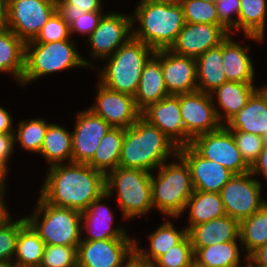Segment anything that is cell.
<instances>
[{
    "mask_svg": "<svg viewBox=\"0 0 267 267\" xmlns=\"http://www.w3.org/2000/svg\"><path fill=\"white\" fill-rule=\"evenodd\" d=\"M39 196L50 205L83 212L106 191V175L86 163L48 166Z\"/></svg>",
    "mask_w": 267,
    "mask_h": 267,
    "instance_id": "obj_1",
    "label": "cell"
},
{
    "mask_svg": "<svg viewBox=\"0 0 267 267\" xmlns=\"http://www.w3.org/2000/svg\"><path fill=\"white\" fill-rule=\"evenodd\" d=\"M178 153V147L157 127L140 117L124 129L118 166L154 172Z\"/></svg>",
    "mask_w": 267,
    "mask_h": 267,
    "instance_id": "obj_2",
    "label": "cell"
},
{
    "mask_svg": "<svg viewBox=\"0 0 267 267\" xmlns=\"http://www.w3.org/2000/svg\"><path fill=\"white\" fill-rule=\"evenodd\" d=\"M132 15L133 38L154 50L169 49L184 27L181 4L138 0Z\"/></svg>",
    "mask_w": 267,
    "mask_h": 267,
    "instance_id": "obj_3",
    "label": "cell"
},
{
    "mask_svg": "<svg viewBox=\"0 0 267 267\" xmlns=\"http://www.w3.org/2000/svg\"><path fill=\"white\" fill-rule=\"evenodd\" d=\"M76 42L70 38L51 43H25V69L19 87L23 89L58 72L80 68L90 70V59L81 55Z\"/></svg>",
    "mask_w": 267,
    "mask_h": 267,
    "instance_id": "obj_4",
    "label": "cell"
},
{
    "mask_svg": "<svg viewBox=\"0 0 267 267\" xmlns=\"http://www.w3.org/2000/svg\"><path fill=\"white\" fill-rule=\"evenodd\" d=\"M154 52L153 48L132 37L113 55L103 59V67L99 63L92 71L97 73V81L106 88L134 97L143 67Z\"/></svg>",
    "mask_w": 267,
    "mask_h": 267,
    "instance_id": "obj_5",
    "label": "cell"
},
{
    "mask_svg": "<svg viewBox=\"0 0 267 267\" xmlns=\"http://www.w3.org/2000/svg\"><path fill=\"white\" fill-rule=\"evenodd\" d=\"M193 192L189 166L178 153L152 172V204L162 217H180Z\"/></svg>",
    "mask_w": 267,
    "mask_h": 267,
    "instance_id": "obj_6",
    "label": "cell"
},
{
    "mask_svg": "<svg viewBox=\"0 0 267 267\" xmlns=\"http://www.w3.org/2000/svg\"><path fill=\"white\" fill-rule=\"evenodd\" d=\"M151 175L149 171L120 166L106 174V192L116 199L121 221L130 224L133 219L152 214Z\"/></svg>",
    "mask_w": 267,
    "mask_h": 267,
    "instance_id": "obj_7",
    "label": "cell"
},
{
    "mask_svg": "<svg viewBox=\"0 0 267 267\" xmlns=\"http://www.w3.org/2000/svg\"><path fill=\"white\" fill-rule=\"evenodd\" d=\"M36 200L35 208L25 217L45 245L78 246L82 240L81 212L50 205L39 195Z\"/></svg>",
    "mask_w": 267,
    "mask_h": 267,
    "instance_id": "obj_8",
    "label": "cell"
},
{
    "mask_svg": "<svg viewBox=\"0 0 267 267\" xmlns=\"http://www.w3.org/2000/svg\"><path fill=\"white\" fill-rule=\"evenodd\" d=\"M133 37L132 15L127 12H105L98 23L97 28L84 41L86 42L90 61V70L95 68L97 60L113 55L122 45ZM90 49V50H89ZM92 60H95L93 63Z\"/></svg>",
    "mask_w": 267,
    "mask_h": 267,
    "instance_id": "obj_9",
    "label": "cell"
},
{
    "mask_svg": "<svg viewBox=\"0 0 267 267\" xmlns=\"http://www.w3.org/2000/svg\"><path fill=\"white\" fill-rule=\"evenodd\" d=\"M264 185L250 171L235 174L219 192L226 215L240 222L260 210L267 203Z\"/></svg>",
    "mask_w": 267,
    "mask_h": 267,
    "instance_id": "obj_10",
    "label": "cell"
},
{
    "mask_svg": "<svg viewBox=\"0 0 267 267\" xmlns=\"http://www.w3.org/2000/svg\"><path fill=\"white\" fill-rule=\"evenodd\" d=\"M135 239L81 240L78 267H129L135 261Z\"/></svg>",
    "mask_w": 267,
    "mask_h": 267,
    "instance_id": "obj_11",
    "label": "cell"
},
{
    "mask_svg": "<svg viewBox=\"0 0 267 267\" xmlns=\"http://www.w3.org/2000/svg\"><path fill=\"white\" fill-rule=\"evenodd\" d=\"M7 23L25 43L33 40L56 11L55 0H7Z\"/></svg>",
    "mask_w": 267,
    "mask_h": 267,
    "instance_id": "obj_12",
    "label": "cell"
},
{
    "mask_svg": "<svg viewBox=\"0 0 267 267\" xmlns=\"http://www.w3.org/2000/svg\"><path fill=\"white\" fill-rule=\"evenodd\" d=\"M111 199L113 198L105 191L81 213L82 240L135 239L126 229L127 225H118L114 220L117 216L114 213L115 207L109 205L113 201Z\"/></svg>",
    "mask_w": 267,
    "mask_h": 267,
    "instance_id": "obj_13",
    "label": "cell"
},
{
    "mask_svg": "<svg viewBox=\"0 0 267 267\" xmlns=\"http://www.w3.org/2000/svg\"><path fill=\"white\" fill-rule=\"evenodd\" d=\"M190 145L205 159L219 163L234 174L250 171L236 147L232 133L225 125L215 131L196 136Z\"/></svg>",
    "mask_w": 267,
    "mask_h": 267,
    "instance_id": "obj_14",
    "label": "cell"
},
{
    "mask_svg": "<svg viewBox=\"0 0 267 267\" xmlns=\"http://www.w3.org/2000/svg\"><path fill=\"white\" fill-rule=\"evenodd\" d=\"M94 102L89 108L113 128L126 129L140 117L133 96L110 90L97 81Z\"/></svg>",
    "mask_w": 267,
    "mask_h": 267,
    "instance_id": "obj_15",
    "label": "cell"
},
{
    "mask_svg": "<svg viewBox=\"0 0 267 267\" xmlns=\"http://www.w3.org/2000/svg\"><path fill=\"white\" fill-rule=\"evenodd\" d=\"M181 117L186 134L193 140L196 136L219 129V121L211 95L201 91L177 94Z\"/></svg>",
    "mask_w": 267,
    "mask_h": 267,
    "instance_id": "obj_16",
    "label": "cell"
},
{
    "mask_svg": "<svg viewBox=\"0 0 267 267\" xmlns=\"http://www.w3.org/2000/svg\"><path fill=\"white\" fill-rule=\"evenodd\" d=\"M72 133V162L88 163L111 126L89 108L77 110Z\"/></svg>",
    "mask_w": 267,
    "mask_h": 267,
    "instance_id": "obj_17",
    "label": "cell"
},
{
    "mask_svg": "<svg viewBox=\"0 0 267 267\" xmlns=\"http://www.w3.org/2000/svg\"><path fill=\"white\" fill-rule=\"evenodd\" d=\"M229 34L223 25L185 23L169 50L196 59L210 48L220 45Z\"/></svg>",
    "mask_w": 267,
    "mask_h": 267,
    "instance_id": "obj_18",
    "label": "cell"
},
{
    "mask_svg": "<svg viewBox=\"0 0 267 267\" xmlns=\"http://www.w3.org/2000/svg\"><path fill=\"white\" fill-rule=\"evenodd\" d=\"M190 169L194 190L219 193L235 175L217 162L205 159L191 145L178 148Z\"/></svg>",
    "mask_w": 267,
    "mask_h": 267,
    "instance_id": "obj_19",
    "label": "cell"
},
{
    "mask_svg": "<svg viewBox=\"0 0 267 267\" xmlns=\"http://www.w3.org/2000/svg\"><path fill=\"white\" fill-rule=\"evenodd\" d=\"M141 117L159 128L178 148L191 144L192 139L185 132L176 95H169L150 104L141 112Z\"/></svg>",
    "mask_w": 267,
    "mask_h": 267,
    "instance_id": "obj_20",
    "label": "cell"
},
{
    "mask_svg": "<svg viewBox=\"0 0 267 267\" xmlns=\"http://www.w3.org/2000/svg\"><path fill=\"white\" fill-rule=\"evenodd\" d=\"M154 56L161 62L169 95L198 91L195 58L175 54L169 49L155 50Z\"/></svg>",
    "mask_w": 267,
    "mask_h": 267,
    "instance_id": "obj_21",
    "label": "cell"
},
{
    "mask_svg": "<svg viewBox=\"0 0 267 267\" xmlns=\"http://www.w3.org/2000/svg\"><path fill=\"white\" fill-rule=\"evenodd\" d=\"M162 219L167 220H164L160 226L146 235L147 247L145 245L142 246L140 239L137 240L136 236H134L135 261L137 263L150 266L158 257L179 244L188 235L186 227L177 228L174 225V220L178 221L179 217H162Z\"/></svg>",
    "mask_w": 267,
    "mask_h": 267,
    "instance_id": "obj_22",
    "label": "cell"
},
{
    "mask_svg": "<svg viewBox=\"0 0 267 267\" xmlns=\"http://www.w3.org/2000/svg\"><path fill=\"white\" fill-rule=\"evenodd\" d=\"M234 37L233 34H229L222 42L223 71L227 81L258 84L255 83L257 82L255 61L249 54L252 52L251 47L246 42L243 43L244 40L233 39Z\"/></svg>",
    "mask_w": 267,
    "mask_h": 267,
    "instance_id": "obj_23",
    "label": "cell"
},
{
    "mask_svg": "<svg viewBox=\"0 0 267 267\" xmlns=\"http://www.w3.org/2000/svg\"><path fill=\"white\" fill-rule=\"evenodd\" d=\"M259 85L246 105L224 124L229 130L252 133L261 137L267 131V89Z\"/></svg>",
    "mask_w": 267,
    "mask_h": 267,
    "instance_id": "obj_24",
    "label": "cell"
},
{
    "mask_svg": "<svg viewBox=\"0 0 267 267\" xmlns=\"http://www.w3.org/2000/svg\"><path fill=\"white\" fill-rule=\"evenodd\" d=\"M258 84L237 81L224 82L210 93L219 121L224 125L245 105Z\"/></svg>",
    "mask_w": 267,
    "mask_h": 267,
    "instance_id": "obj_25",
    "label": "cell"
},
{
    "mask_svg": "<svg viewBox=\"0 0 267 267\" xmlns=\"http://www.w3.org/2000/svg\"><path fill=\"white\" fill-rule=\"evenodd\" d=\"M193 248L211 244L240 241L239 221L228 215L193 226L189 231Z\"/></svg>",
    "mask_w": 267,
    "mask_h": 267,
    "instance_id": "obj_26",
    "label": "cell"
},
{
    "mask_svg": "<svg viewBox=\"0 0 267 267\" xmlns=\"http://www.w3.org/2000/svg\"><path fill=\"white\" fill-rule=\"evenodd\" d=\"M240 245V246H239ZM194 263L200 267H247L248 255L240 241L193 248Z\"/></svg>",
    "mask_w": 267,
    "mask_h": 267,
    "instance_id": "obj_27",
    "label": "cell"
},
{
    "mask_svg": "<svg viewBox=\"0 0 267 267\" xmlns=\"http://www.w3.org/2000/svg\"><path fill=\"white\" fill-rule=\"evenodd\" d=\"M169 96L165 86L161 62L153 55L144 65L134 100L142 112L150 104Z\"/></svg>",
    "mask_w": 267,
    "mask_h": 267,
    "instance_id": "obj_28",
    "label": "cell"
},
{
    "mask_svg": "<svg viewBox=\"0 0 267 267\" xmlns=\"http://www.w3.org/2000/svg\"><path fill=\"white\" fill-rule=\"evenodd\" d=\"M25 69V42L7 27L0 28V73L20 85Z\"/></svg>",
    "mask_w": 267,
    "mask_h": 267,
    "instance_id": "obj_29",
    "label": "cell"
},
{
    "mask_svg": "<svg viewBox=\"0 0 267 267\" xmlns=\"http://www.w3.org/2000/svg\"><path fill=\"white\" fill-rule=\"evenodd\" d=\"M183 214H188L185 227L189 231L193 226L225 216L226 211L220 193L194 190L180 219Z\"/></svg>",
    "mask_w": 267,
    "mask_h": 267,
    "instance_id": "obj_30",
    "label": "cell"
},
{
    "mask_svg": "<svg viewBox=\"0 0 267 267\" xmlns=\"http://www.w3.org/2000/svg\"><path fill=\"white\" fill-rule=\"evenodd\" d=\"M239 34L260 45L266 41L267 0H240ZM266 28V29H265Z\"/></svg>",
    "mask_w": 267,
    "mask_h": 267,
    "instance_id": "obj_31",
    "label": "cell"
},
{
    "mask_svg": "<svg viewBox=\"0 0 267 267\" xmlns=\"http://www.w3.org/2000/svg\"><path fill=\"white\" fill-rule=\"evenodd\" d=\"M59 123L52 122L48 126L39 153L45 159L47 166L72 162L71 128L68 129Z\"/></svg>",
    "mask_w": 267,
    "mask_h": 267,
    "instance_id": "obj_32",
    "label": "cell"
},
{
    "mask_svg": "<svg viewBox=\"0 0 267 267\" xmlns=\"http://www.w3.org/2000/svg\"><path fill=\"white\" fill-rule=\"evenodd\" d=\"M222 62V43L196 58L198 91L210 94L227 82Z\"/></svg>",
    "mask_w": 267,
    "mask_h": 267,
    "instance_id": "obj_33",
    "label": "cell"
},
{
    "mask_svg": "<svg viewBox=\"0 0 267 267\" xmlns=\"http://www.w3.org/2000/svg\"><path fill=\"white\" fill-rule=\"evenodd\" d=\"M45 243L33 227L26 222L18 233L14 267H40Z\"/></svg>",
    "mask_w": 267,
    "mask_h": 267,
    "instance_id": "obj_34",
    "label": "cell"
},
{
    "mask_svg": "<svg viewBox=\"0 0 267 267\" xmlns=\"http://www.w3.org/2000/svg\"><path fill=\"white\" fill-rule=\"evenodd\" d=\"M124 129L111 127L101 139L93 158L87 163L105 175L118 167Z\"/></svg>",
    "mask_w": 267,
    "mask_h": 267,
    "instance_id": "obj_35",
    "label": "cell"
},
{
    "mask_svg": "<svg viewBox=\"0 0 267 267\" xmlns=\"http://www.w3.org/2000/svg\"><path fill=\"white\" fill-rule=\"evenodd\" d=\"M46 120L45 117L38 116L19 121L14 129L15 147L19 145L18 147L25 152L34 153L39 157L46 131L52 123Z\"/></svg>",
    "mask_w": 267,
    "mask_h": 267,
    "instance_id": "obj_36",
    "label": "cell"
},
{
    "mask_svg": "<svg viewBox=\"0 0 267 267\" xmlns=\"http://www.w3.org/2000/svg\"><path fill=\"white\" fill-rule=\"evenodd\" d=\"M239 238L248 256L259 246L267 244V203L251 217L239 222Z\"/></svg>",
    "mask_w": 267,
    "mask_h": 267,
    "instance_id": "obj_37",
    "label": "cell"
},
{
    "mask_svg": "<svg viewBox=\"0 0 267 267\" xmlns=\"http://www.w3.org/2000/svg\"><path fill=\"white\" fill-rule=\"evenodd\" d=\"M9 214L0 222V263H12L19 229L27 222L25 215L18 218Z\"/></svg>",
    "mask_w": 267,
    "mask_h": 267,
    "instance_id": "obj_38",
    "label": "cell"
},
{
    "mask_svg": "<svg viewBox=\"0 0 267 267\" xmlns=\"http://www.w3.org/2000/svg\"><path fill=\"white\" fill-rule=\"evenodd\" d=\"M194 263V251L189 235L179 244L158 257L151 267H191Z\"/></svg>",
    "mask_w": 267,
    "mask_h": 267,
    "instance_id": "obj_39",
    "label": "cell"
},
{
    "mask_svg": "<svg viewBox=\"0 0 267 267\" xmlns=\"http://www.w3.org/2000/svg\"><path fill=\"white\" fill-rule=\"evenodd\" d=\"M103 1L105 0H55L56 12L70 25L85 12H105Z\"/></svg>",
    "mask_w": 267,
    "mask_h": 267,
    "instance_id": "obj_40",
    "label": "cell"
},
{
    "mask_svg": "<svg viewBox=\"0 0 267 267\" xmlns=\"http://www.w3.org/2000/svg\"><path fill=\"white\" fill-rule=\"evenodd\" d=\"M181 5L185 23L222 25L215 4L202 0H185Z\"/></svg>",
    "mask_w": 267,
    "mask_h": 267,
    "instance_id": "obj_41",
    "label": "cell"
},
{
    "mask_svg": "<svg viewBox=\"0 0 267 267\" xmlns=\"http://www.w3.org/2000/svg\"><path fill=\"white\" fill-rule=\"evenodd\" d=\"M77 247L45 245L40 267H78Z\"/></svg>",
    "mask_w": 267,
    "mask_h": 267,
    "instance_id": "obj_42",
    "label": "cell"
},
{
    "mask_svg": "<svg viewBox=\"0 0 267 267\" xmlns=\"http://www.w3.org/2000/svg\"><path fill=\"white\" fill-rule=\"evenodd\" d=\"M230 132L234 137L236 147L241 152L243 160L251 168L263 149L264 142L262 137L256 134L236 130H230Z\"/></svg>",
    "mask_w": 267,
    "mask_h": 267,
    "instance_id": "obj_43",
    "label": "cell"
},
{
    "mask_svg": "<svg viewBox=\"0 0 267 267\" xmlns=\"http://www.w3.org/2000/svg\"><path fill=\"white\" fill-rule=\"evenodd\" d=\"M69 25L55 11L38 35L26 43H51L70 39Z\"/></svg>",
    "mask_w": 267,
    "mask_h": 267,
    "instance_id": "obj_44",
    "label": "cell"
},
{
    "mask_svg": "<svg viewBox=\"0 0 267 267\" xmlns=\"http://www.w3.org/2000/svg\"><path fill=\"white\" fill-rule=\"evenodd\" d=\"M219 22L231 33L239 34L240 0H219L216 4Z\"/></svg>",
    "mask_w": 267,
    "mask_h": 267,
    "instance_id": "obj_45",
    "label": "cell"
},
{
    "mask_svg": "<svg viewBox=\"0 0 267 267\" xmlns=\"http://www.w3.org/2000/svg\"><path fill=\"white\" fill-rule=\"evenodd\" d=\"M104 13L105 12H85L78 20L69 25L70 37L76 40L73 35H79L87 39L97 28L100 18Z\"/></svg>",
    "mask_w": 267,
    "mask_h": 267,
    "instance_id": "obj_46",
    "label": "cell"
},
{
    "mask_svg": "<svg viewBox=\"0 0 267 267\" xmlns=\"http://www.w3.org/2000/svg\"><path fill=\"white\" fill-rule=\"evenodd\" d=\"M15 150L14 133H0V161L9 170Z\"/></svg>",
    "mask_w": 267,
    "mask_h": 267,
    "instance_id": "obj_47",
    "label": "cell"
},
{
    "mask_svg": "<svg viewBox=\"0 0 267 267\" xmlns=\"http://www.w3.org/2000/svg\"><path fill=\"white\" fill-rule=\"evenodd\" d=\"M250 172L259 180L265 179L264 183L267 186V145L264 144L258 159L250 168Z\"/></svg>",
    "mask_w": 267,
    "mask_h": 267,
    "instance_id": "obj_48",
    "label": "cell"
},
{
    "mask_svg": "<svg viewBox=\"0 0 267 267\" xmlns=\"http://www.w3.org/2000/svg\"><path fill=\"white\" fill-rule=\"evenodd\" d=\"M249 267H267V244L259 246L248 256Z\"/></svg>",
    "mask_w": 267,
    "mask_h": 267,
    "instance_id": "obj_49",
    "label": "cell"
},
{
    "mask_svg": "<svg viewBox=\"0 0 267 267\" xmlns=\"http://www.w3.org/2000/svg\"><path fill=\"white\" fill-rule=\"evenodd\" d=\"M15 118L7 108L0 105V133H14Z\"/></svg>",
    "mask_w": 267,
    "mask_h": 267,
    "instance_id": "obj_50",
    "label": "cell"
},
{
    "mask_svg": "<svg viewBox=\"0 0 267 267\" xmlns=\"http://www.w3.org/2000/svg\"><path fill=\"white\" fill-rule=\"evenodd\" d=\"M7 194L8 191H0V222L12 213V211L10 212V207L8 206L9 201L6 200L8 199L7 196H9Z\"/></svg>",
    "mask_w": 267,
    "mask_h": 267,
    "instance_id": "obj_51",
    "label": "cell"
},
{
    "mask_svg": "<svg viewBox=\"0 0 267 267\" xmlns=\"http://www.w3.org/2000/svg\"><path fill=\"white\" fill-rule=\"evenodd\" d=\"M10 170L0 161V191H8V177ZM8 188V189H7Z\"/></svg>",
    "mask_w": 267,
    "mask_h": 267,
    "instance_id": "obj_52",
    "label": "cell"
},
{
    "mask_svg": "<svg viewBox=\"0 0 267 267\" xmlns=\"http://www.w3.org/2000/svg\"><path fill=\"white\" fill-rule=\"evenodd\" d=\"M7 8V0H0V28L6 27Z\"/></svg>",
    "mask_w": 267,
    "mask_h": 267,
    "instance_id": "obj_53",
    "label": "cell"
},
{
    "mask_svg": "<svg viewBox=\"0 0 267 267\" xmlns=\"http://www.w3.org/2000/svg\"><path fill=\"white\" fill-rule=\"evenodd\" d=\"M160 1L168 2L172 4H182L185 0H160Z\"/></svg>",
    "mask_w": 267,
    "mask_h": 267,
    "instance_id": "obj_54",
    "label": "cell"
},
{
    "mask_svg": "<svg viewBox=\"0 0 267 267\" xmlns=\"http://www.w3.org/2000/svg\"><path fill=\"white\" fill-rule=\"evenodd\" d=\"M129 267H151V266L141 265L137 263L136 261H134Z\"/></svg>",
    "mask_w": 267,
    "mask_h": 267,
    "instance_id": "obj_55",
    "label": "cell"
},
{
    "mask_svg": "<svg viewBox=\"0 0 267 267\" xmlns=\"http://www.w3.org/2000/svg\"><path fill=\"white\" fill-rule=\"evenodd\" d=\"M0 267H14L12 263H0Z\"/></svg>",
    "mask_w": 267,
    "mask_h": 267,
    "instance_id": "obj_56",
    "label": "cell"
},
{
    "mask_svg": "<svg viewBox=\"0 0 267 267\" xmlns=\"http://www.w3.org/2000/svg\"><path fill=\"white\" fill-rule=\"evenodd\" d=\"M262 139H263L264 144L267 145V131L262 136Z\"/></svg>",
    "mask_w": 267,
    "mask_h": 267,
    "instance_id": "obj_57",
    "label": "cell"
},
{
    "mask_svg": "<svg viewBox=\"0 0 267 267\" xmlns=\"http://www.w3.org/2000/svg\"><path fill=\"white\" fill-rule=\"evenodd\" d=\"M204 2H208V3H212V4H216L219 0H202Z\"/></svg>",
    "mask_w": 267,
    "mask_h": 267,
    "instance_id": "obj_58",
    "label": "cell"
},
{
    "mask_svg": "<svg viewBox=\"0 0 267 267\" xmlns=\"http://www.w3.org/2000/svg\"><path fill=\"white\" fill-rule=\"evenodd\" d=\"M191 267H200V266L197 265L196 263H193Z\"/></svg>",
    "mask_w": 267,
    "mask_h": 267,
    "instance_id": "obj_59",
    "label": "cell"
}]
</instances>
